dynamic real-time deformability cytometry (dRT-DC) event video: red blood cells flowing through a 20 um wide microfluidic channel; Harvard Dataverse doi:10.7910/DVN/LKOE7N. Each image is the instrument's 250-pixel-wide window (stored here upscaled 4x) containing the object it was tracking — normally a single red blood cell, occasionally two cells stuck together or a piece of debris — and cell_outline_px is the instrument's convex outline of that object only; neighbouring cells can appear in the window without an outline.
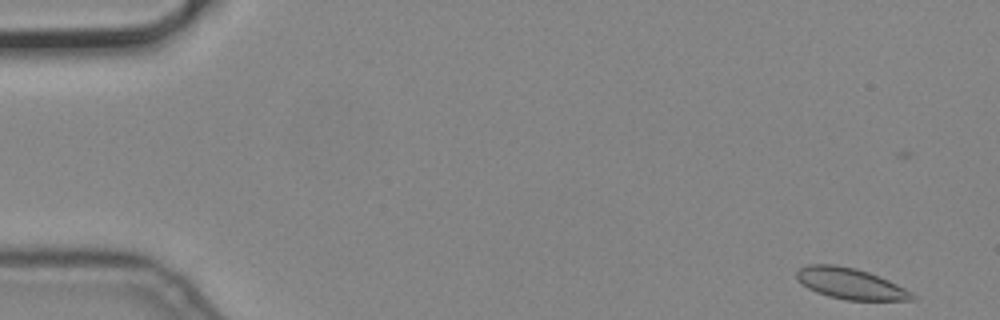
{"species": "common noctule bat (a hibernating species)", "species_latin": "Nyctalus noctula", "temperature_condition": "cold", "stored_images_in_passage": 56, "segment_of_instrument_passage": [1, 2], "camera_frame_rate_fps": 3000, "um_per_image_px": 0.085, "animal": {"sex": "male", "body_mass_g": 19.2, "forearm_length_mm": 51.8}, "frame": {"image": 1, "passage_image": 1, "time_ms": 0.0, "image_size_px": [1000, 320], "cell_outline_px": [[916, 300], [844, 300], [828, 296], [816, 292], [808, 288], [796, 276], [796, 272], [800, 268], [808, 264], [836, 264], [856, 268], [868, 272], [888, 280], [912, 292], [916, 296]], "centroid_in_image_um": [72.3, 24.11], "position_along_channel_um": 12.7, "area_um2": 20.81}}
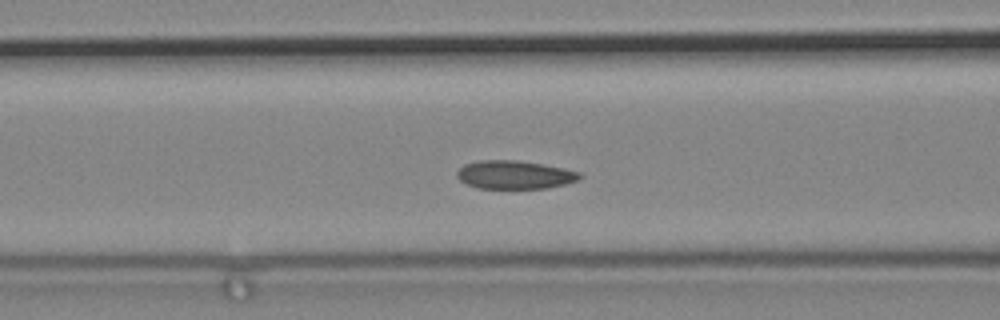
{"frame": {"image": 2, "passage_image": 21, "time_ms": 6.667, "image_size_px": [1000, 320], "cell_outline_px": [[584, 176], [580, 180], [568, 184], [548, 188], [476, 188], [460, 180], [456, 176], [456, 172], [464, 164], [480, 160], [516, 160], [544, 164], [564, 168], [580, 172]], "centroid_in_image_um": [43.8, 14.85], "position_along_channel_um": 122.8, "area_um2": 20.52}}
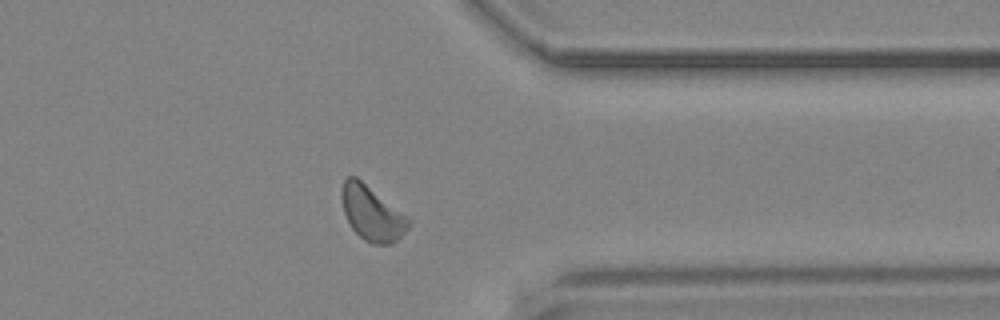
{"frame": {"image": 3, "passage_image": 43, "time_ms": 14.0, "image_size_px": [1000, 320], "cell_outline_px": [[412, 220], [408, 228], [392, 244], [372, 244], [364, 240], [352, 228], [344, 212], [340, 196], [340, 192], [344, 180], [348, 176], [356, 176], [408, 216]], "centroid_in_image_um": [31.61, 18.12], "position_along_channel_um": 379.8, "area_um2": 21.27}}